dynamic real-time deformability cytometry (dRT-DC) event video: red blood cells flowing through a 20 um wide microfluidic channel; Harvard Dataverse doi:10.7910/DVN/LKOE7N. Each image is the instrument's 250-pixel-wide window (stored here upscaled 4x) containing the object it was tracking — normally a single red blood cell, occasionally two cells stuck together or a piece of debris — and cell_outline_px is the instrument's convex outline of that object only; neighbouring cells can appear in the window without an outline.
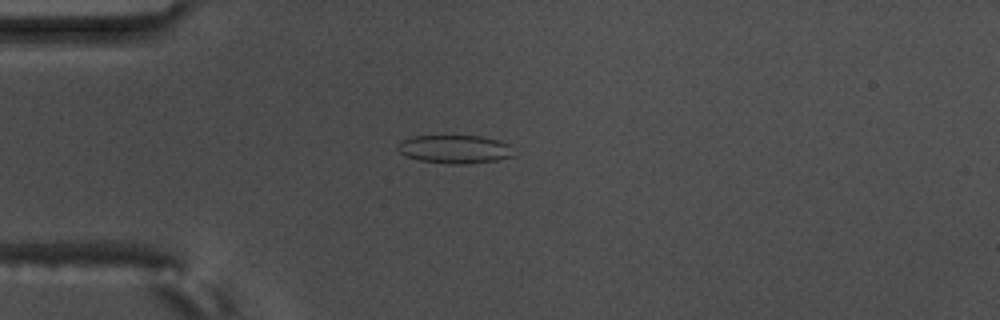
{"species": "common noctule bat (a hibernating species)", "species_latin": "Nyctalus noctula", "temperature_condition": "warm", "stored_images_in_passage": 56, "camera_frame_rate_fps": 3000, "um_per_image_px": 0.085, "animal": {"sex": "male", "body_mass_g": 17.5, "forearm_length_mm": 52.3}, "frame": {"image": 1, "passage_image": 16, "time_ms": 5.0, "image_size_px": [1000, 320], "cell_outline_px": [[516, 156], [496, 160], [464, 164], [452, 164], [420, 160], [404, 156], [396, 148], [400, 140], [412, 136], [480, 136], [500, 140], [508, 144]], "centroid_in_image_um": [38.64, 12.68], "position_along_channel_um": 46.4, "area_um2": 19.25}}
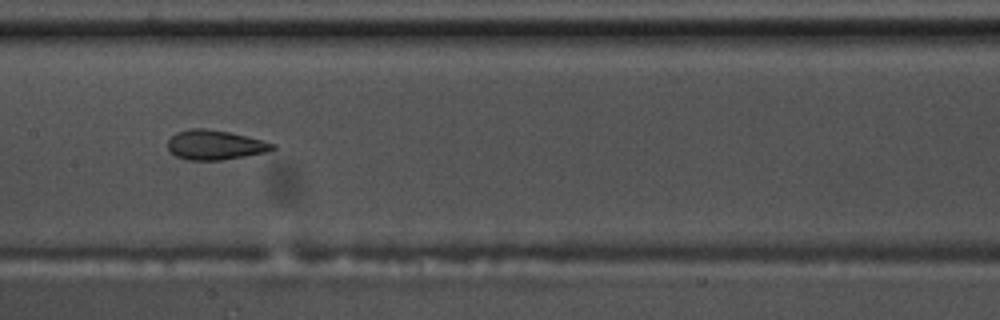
{"frame": {"image": 2, "passage_image": 29, "time_ms": 9.333, "image_size_px": [1000, 320], "cell_outline_px": [[276, 148], [264, 152], [244, 156], [220, 160], [188, 160], [176, 156], [168, 148], [168, 140], [176, 132], [188, 128], [204, 128], [228, 132], [264, 140], [276, 144]], "centroid_in_image_um": [18.26, 12.31], "position_along_channel_um": 189.1, "area_um2": 17.98}}
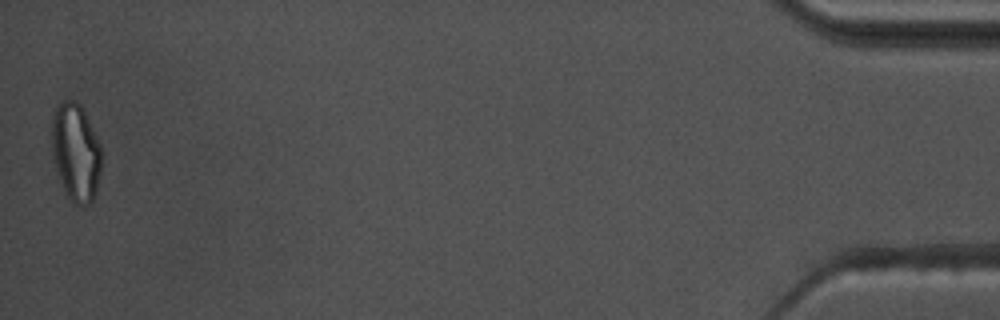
{"frame": {"image": 3, "passage_image": 56, "time_ms": 18.333, "image_size_px": [1000, 320], "cell_outline_px": [[100, 172], [96, 192], [92, 200], [88, 204], [76, 204], [68, 196], [64, 188], [56, 168], [52, 152], [52, 116], [56, 104], [64, 100], [76, 100], [80, 104], [100, 144]], "centroid_in_image_um": [6.43, 12.89], "position_along_channel_um": 428.8, "area_um2": 27.86}, "authors_computed_cell_mechanics": {"area_um2": 19.7387, "velocity_mm_per_s": 3.7049, "shape_relaxation_time_tau1_ms": null, "shape_relaxation_time_tau2_ms": 1.8831, "deformation_change_tau1": null, "deformation_change_tau2": 0.0871}}